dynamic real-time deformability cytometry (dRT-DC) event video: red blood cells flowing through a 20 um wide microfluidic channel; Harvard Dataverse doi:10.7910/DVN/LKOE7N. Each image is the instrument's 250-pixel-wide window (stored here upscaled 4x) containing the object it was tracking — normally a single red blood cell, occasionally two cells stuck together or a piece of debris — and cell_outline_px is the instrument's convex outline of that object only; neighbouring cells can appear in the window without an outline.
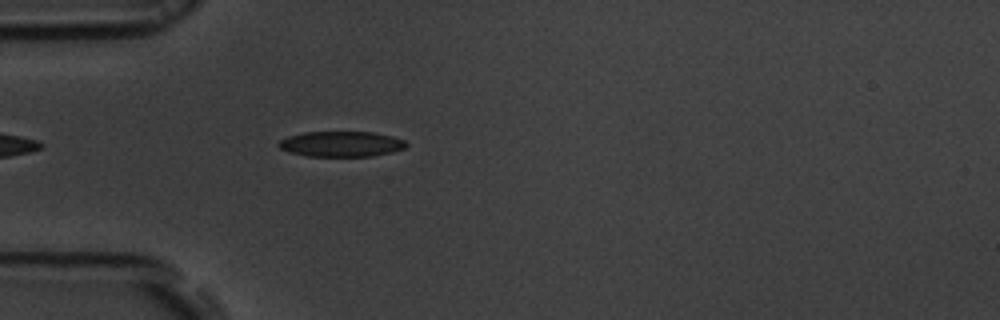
{"species": "common noctule bat (a hibernating species)", "species_latin": "Nyctalus noctula", "temperature_condition": "room temperature", "stored_images_in_passage": 37, "camera_frame_rate_fps": 3000, "um_per_image_px": 0.085, "animal": {"sex": "male", "body_mass_g": 19.5, "forearm_length_mm": 54.6}, "frame": {"image": 1, "passage_image": 2, "time_ms": 0.333, "image_size_px": [1000, 320], "cell_outline_px": [[408, 144], [404, 148], [392, 152], [372, 156], [304, 156], [288, 152], [280, 148], [276, 144], [280, 140], [288, 136], [304, 132], [372, 132], [392, 136], [404, 140]], "centroid_in_image_um": [28.98, 12.24], "position_along_channel_um": 56.0, "area_um2": 18.96}}
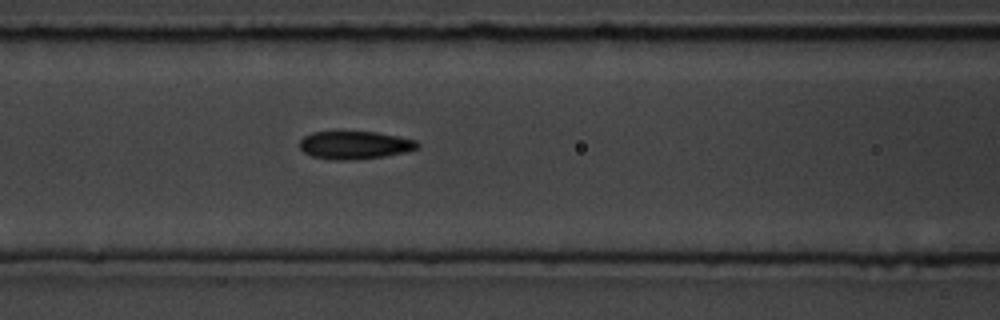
{"frame": {"image": 2, "passage_image": 9, "time_ms": 2.667, "image_size_px": [1000, 320], "cell_outline_px": [[420, 148], [408, 152], [384, 156], [356, 160], [332, 160], [312, 156], [304, 152], [300, 148], [300, 140], [304, 136], [312, 132], [376, 132], [416, 140], [420, 144]], "centroid_in_image_um": [30.18, 12.34], "position_along_channel_um": 136.4, "area_um2": 19.31}}
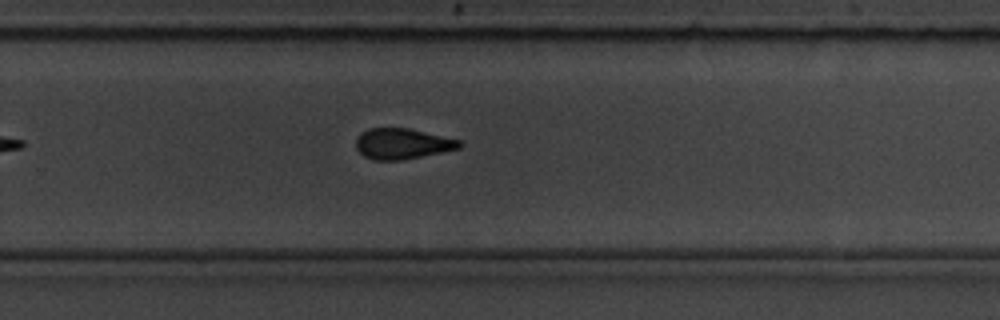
{"frame": {"image": 3, "passage_image": 22, "time_ms": 7.0, "image_size_px": [1000, 320], "cell_outline_px": [[464, 144], [460, 148], [400, 160], [372, 160], [364, 156], [356, 148], [356, 140], [368, 128], [408, 128], [460, 140]], "centroid_in_image_um": [34.2, 12.22], "position_along_channel_um": 295.6, "area_um2": 18.21}, "authors_computed_cell_mechanics": {"area_um2": 19.074, "velocity_mm_per_s": 3.6846, "shape_relaxation_time_tau1_ms": 3.0303, "shape_relaxation_time_tau2_ms": 3.3722, "deformation_change_tau1": 0.1346, "deformation_change_tau2": 0.1143}}